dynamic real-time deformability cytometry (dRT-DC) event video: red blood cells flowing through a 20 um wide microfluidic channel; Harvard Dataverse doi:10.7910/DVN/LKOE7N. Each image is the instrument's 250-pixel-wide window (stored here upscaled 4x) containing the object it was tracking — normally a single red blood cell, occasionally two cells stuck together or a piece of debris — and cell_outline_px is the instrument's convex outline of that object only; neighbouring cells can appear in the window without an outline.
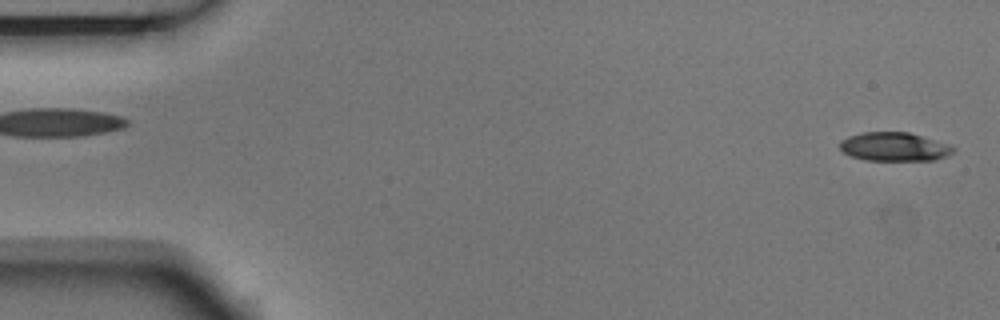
{"species": "Egyptian fruit bat (a non-hibernating species)", "species_latin": "Rousettus aegyptiacus", "temperature_condition": "room temperature", "stored_images_in_passage": 2, "segment_of_instrument_passage": [2, 2], "camera_frame_rate_fps": 3000, "um_per_image_px": 0.085, "animal": {"sex": "male"}, "frame": {"image": 1, "passage_image": 2, "time_ms": 0.333, "image_size_px": [1000, 320], "cell_outline_px": [[956, 148], [948, 156], [936, 160], [864, 160], [852, 156], [844, 152], [840, 148], [840, 140], [848, 136], [860, 132], [908, 132], [948, 144]], "centroid_in_image_um": [76.0, 12.47], "position_along_channel_um": 9.0, "area_um2": 18.96}}